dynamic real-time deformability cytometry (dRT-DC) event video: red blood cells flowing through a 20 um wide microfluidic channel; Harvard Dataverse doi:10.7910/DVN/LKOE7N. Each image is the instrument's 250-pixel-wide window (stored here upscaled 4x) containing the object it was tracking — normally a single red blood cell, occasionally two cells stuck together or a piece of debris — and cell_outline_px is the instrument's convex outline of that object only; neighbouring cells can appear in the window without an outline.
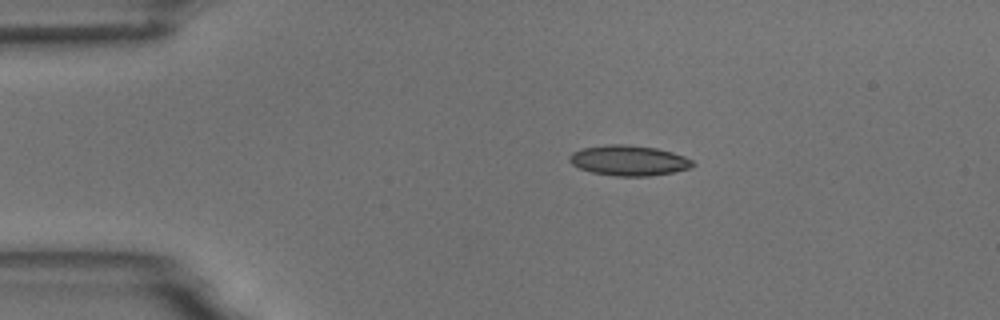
{"species": "common noctule bat (a hibernating species)", "species_latin": "Nyctalus noctula", "temperature_condition": "room temperature", "stored_images_in_passage": 4, "camera_frame_rate_fps": 3000, "um_per_image_px": 0.085, "animal": {"sex": "male", "body_mass_g": 18.8}, "frame": {"image": 1, "passage_image": 2, "time_ms": 1.333, "image_size_px": [1000, 320], "cell_outline_px": [[696, 164], [692, 168], [676, 172], [648, 176], [616, 176], [592, 172], [580, 168], [572, 164], [568, 160], [568, 156], [572, 152], [580, 148], [608, 144], [628, 144], [656, 148], [672, 152], [684, 156], [692, 160]], "centroid_in_image_um": [53.46, 13.63], "position_along_channel_um": 31.5, "area_um2": 22.02}}
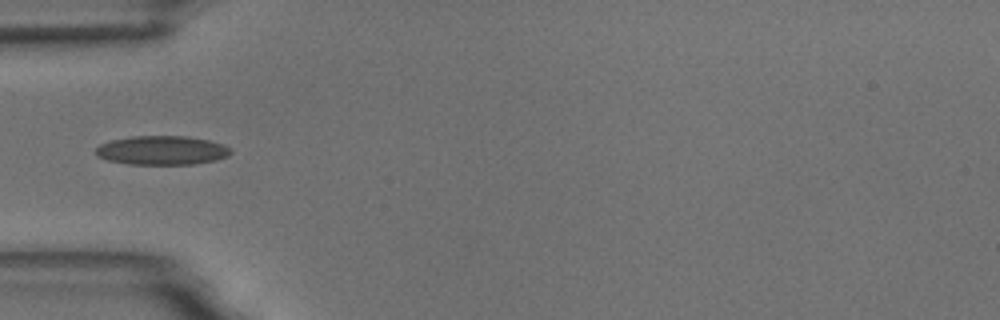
{"frame": {"image": 2, "passage_image": 4, "time_ms": 3.667, "image_size_px": [1000, 320], "cell_outline_px": [[232, 152], [228, 156], [216, 160], [196, 164], [128, 164], [108, 160], [96, 156], [96, 148], [100, 144], [112, 140], [132, 136], [184, 136], [208, 140], [224, 144], [232, 148]], "centroid_in_image_um": [13.79, 12.78], "position_along_channel_um": 71.2, "area_um2": 22.89}}